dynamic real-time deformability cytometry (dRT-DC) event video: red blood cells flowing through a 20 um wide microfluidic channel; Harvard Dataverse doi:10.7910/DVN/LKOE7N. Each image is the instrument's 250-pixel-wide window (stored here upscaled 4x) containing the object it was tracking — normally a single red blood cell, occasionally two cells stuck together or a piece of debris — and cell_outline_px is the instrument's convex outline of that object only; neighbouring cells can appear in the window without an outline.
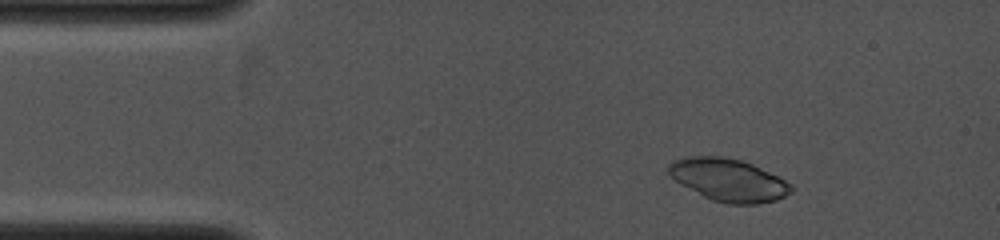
{"species": "common noctule bat (a hibernating species)", "species_latin": "Nyctalus noctula", "temperature_condition": "cold", "stored_images_in_passage": 3, "camera_frame_rate_fps": 4000, "um_per_image_px": 0.085, "animal": {"sex": "female", "body_mass_g": 19.0, "forearm_length_mm": 53.3}, "frame": {"image": 1, "passage_image": 1, "time_ms": 0.0, "image_size_px": [1000, 240], "cell_outline_px": [[796, 188], [792, 192], [776, 200], [756, 204], [728, 204], [712, 200], [704, 196], [676, 180], [668, 172], [668, 164], [672, 160], [688, 156], [720, 156], [744, 160], [792, 184]], "centroid_in_image_um": [61.95, 15.29], "position_along_channel_um": 23.1, "area_um2": 30.17}}